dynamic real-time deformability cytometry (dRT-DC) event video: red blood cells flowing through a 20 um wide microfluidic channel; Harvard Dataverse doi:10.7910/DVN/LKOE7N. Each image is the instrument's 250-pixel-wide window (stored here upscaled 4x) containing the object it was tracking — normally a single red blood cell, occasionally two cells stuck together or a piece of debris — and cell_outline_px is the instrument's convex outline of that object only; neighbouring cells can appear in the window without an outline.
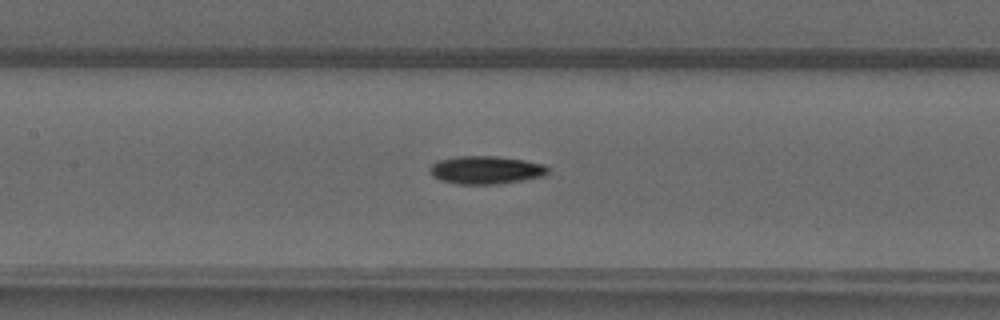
{"species": "common noctule bat (a hibernating species)", "species_latin": "Nyctalus noctula", "temperature_condition": "warm", "stored_images_in_passage": 38, "camera_frame_rate_fps": 3000, "um_per_image_px": 0.085, "animal": {"sex": "male", "forearm_length_mm": 52.5}, "frame": {"image": 1, "passage_image": 12, "time_ms": 3.667, "image_size_px": [1000, 320], "cell_outline_px": [[548, 172], [544, 176], [496, 184], [460, 184], [440, 180], [432, 176], [432, 164], [440, 160], [460, 156], [496, 156], [524, 160], [544, 164], [548, 168]], "centroid_in_image_um": [41.33, 14.44], "position_along_channel_um": 166.1, "area_um2": 18.96}}
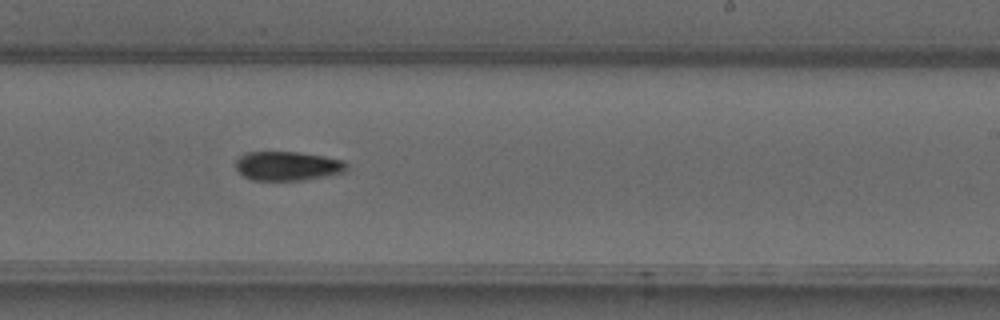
{"frame": {"image": 2, "passage_image": 19, "time_ms": 6.0, "image_size_px": [1000, 320], "cell_outline_px": [[348, 172], [304, 180], [252, 180], [244, 176], [236, 168], [236, 160], [240, 156], [248, 152], [300, 152], [324, 156], [344, 160], [348, 164]], "centroid_in_image_um": [24.51, 14.11], "position_along_channel_um": 264.5, "area_um2": 19.02}}
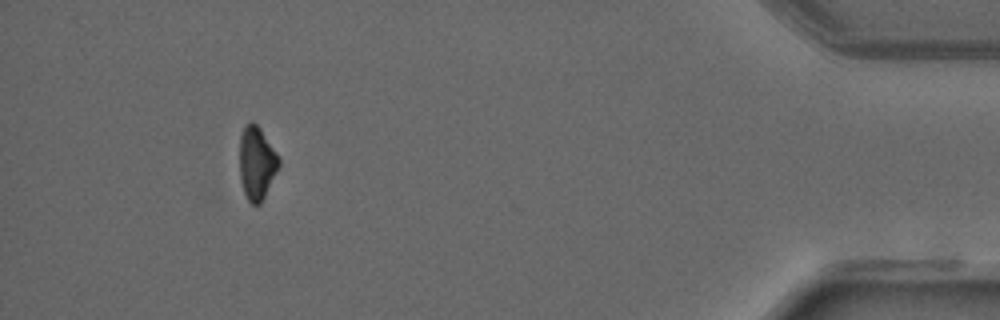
{"frame": {"image": 3, "passage_image": 34, "time_ms": 11.0, "image_size_px": [1000, 320], "cell_outline_px": [[280, 164], [260, 204], [252, 204], [248, 200], [244, 192], [240, 180], [240, 136], [244, 128], [252, 120], [260, 128], [280, 156]], "centroid_in_image_um": [21.83, 13.84], "position_along_channel_um": 413.4, "area_um2": 16.59}}